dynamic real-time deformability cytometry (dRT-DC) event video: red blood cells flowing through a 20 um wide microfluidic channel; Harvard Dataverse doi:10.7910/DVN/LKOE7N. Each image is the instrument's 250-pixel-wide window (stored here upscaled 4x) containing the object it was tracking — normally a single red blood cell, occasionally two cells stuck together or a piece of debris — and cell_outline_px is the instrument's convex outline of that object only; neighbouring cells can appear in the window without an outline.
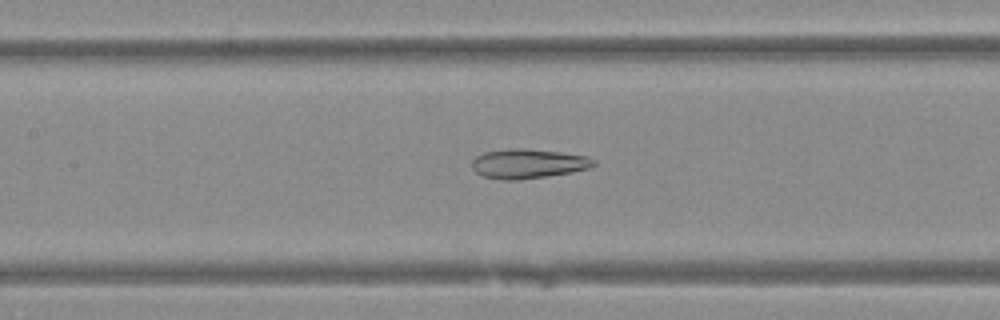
{"species": "Egyptian fruit bat (a non-hibernating species)", "species_latin": "Rousettus aegyptiacus", "temperature_condition": "warm", "stored_images_in_passage": 51, "camera_frame_rate_fps": 3000, "um_per_image_px": 0.085, "animal": {"sex": "female"}, "frame": {"image": 1, "passage_image": 24, "time_ms": 7.667, "image_size_px": [1000, 320], "cell_outline_px": [[596, 164], [588, 168], [572, 172], [516, 180], [504, 180], [484, 176], [476, 172], [472, 168], [472, 160], [476, 156], [484, 152], [512, 148], [524, 148], [560, 152], [588, 156], [596, 160]], "centroid_in_image_um": [44.89, 13.9], "position_along_channel_um": 162.5, "area_um2": 20.81}}
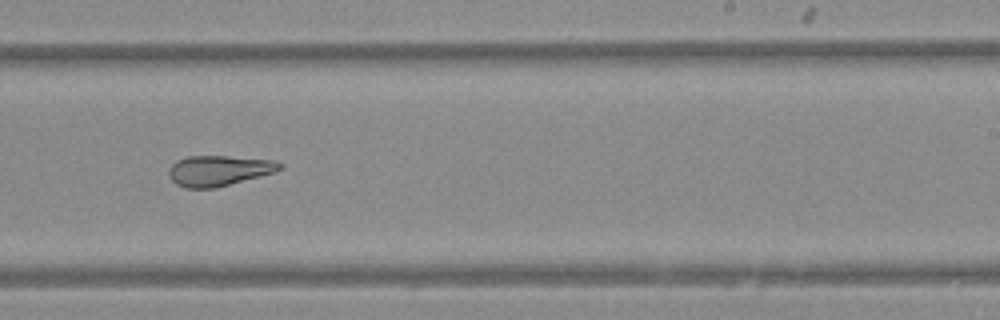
{"frame": {"image": 2, "passage_image": 32, "time_ms": 10.333, "image_size_px": [1000, 320], "cell_outline_px": [[284, 168], [276, 172], [216, 188], [184, 188], [176, 184], [172, 180], [168, 172], [172, 164], [176, 160], [188, 156], [224, 156], [272, 160], [284, 164]], "centroid_in_image_um": [18.62, 14.51], "position_along_channel_um": 270.4, "area_um2": 19.77}}
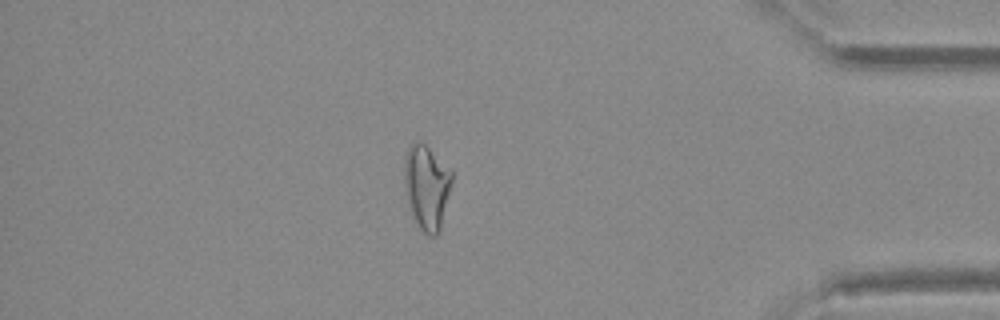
{"frame": {"image": 3, "passage_image": 44, "time_ms": 14.333, "image_size_px": [1000, 320], "cell_outline_px": [[452, 184], [440, 228], [436, 236], [428, 236], [420, 228], [412, 212], [408, 200], [404, 184], [404, 156], [408, 148], [416, 140], [424, 144], [452, 172]], "centroid_in_image_um": [36.26, 15.88], "position_along_channel_um": 398.9, "area_um2": 22.95}}